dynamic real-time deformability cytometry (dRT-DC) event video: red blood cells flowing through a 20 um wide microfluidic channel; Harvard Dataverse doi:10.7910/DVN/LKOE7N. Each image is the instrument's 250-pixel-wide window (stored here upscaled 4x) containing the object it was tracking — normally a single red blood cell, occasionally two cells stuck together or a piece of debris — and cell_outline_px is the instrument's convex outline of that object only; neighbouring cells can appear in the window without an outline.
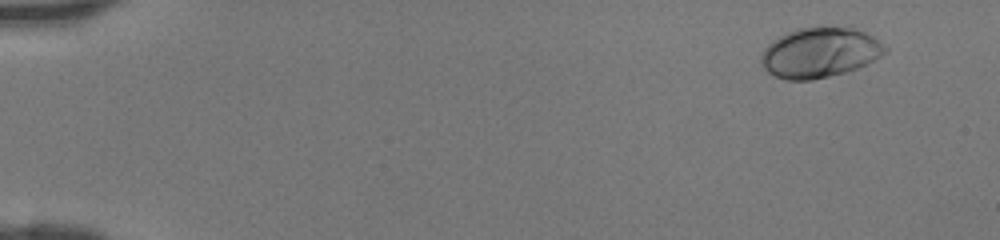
{"species": "human", "species_latin": "Homo sapiens", "temperature_condition": "room temperature", "stored_images_in_passage": 43, "camera_frame_rate_fps": 3000, "um_per_image_px": 0.085, "donor": {"sex": "female"}, "frame": {"image": 1, "passage_image": 1, "time_ms": 0.0, "image_size_px": [1000, 240], "cell_outline_px": [[888, 52], [856, 68], [844, 72], [812, 80], [788, 80], [776, 76], [768, 72], [764, 68], [760, 60], [760, 56], [764, 48], [772, 40], [788, 32], [800, 28], [852, 24], [880, 40], [888, 48]], "centroid_in_image_um": [69.72, 4.42], "position_along_channel_um": 15.3, "area_um2": 36.7}}
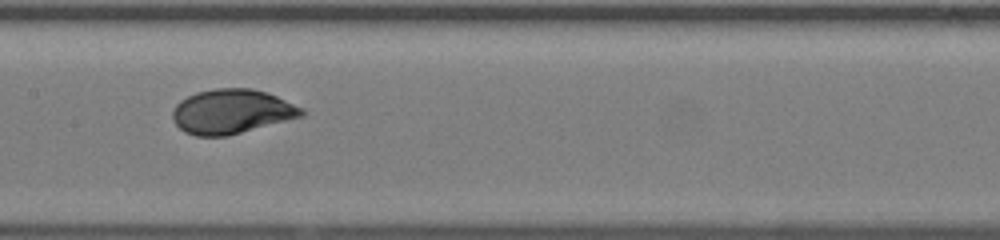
{"frame": {"image": 2, "passage_image": 22, "time_ms": 7.0, "image_size_px": [1000, 240], "cell_outline_px": [[304, 116], [228, 136], [196, 136], [184, 132], [176, 124], [172, 116], [172, 112], [176, 104], [180, 100], [196, 92], [216, 88], [252, 88], [268, 92], [304, 108]], "centroid_in_image_um": [19.71, 9.48], "position_along_channel_um": 187.7, "area_um2": 33.64}}
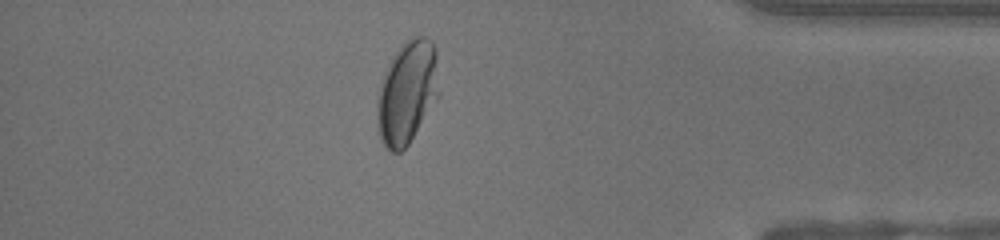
{"frame": {"image": 3, "passage_image": 38, "time_ms": 12.333, "image_size_px": [1000, 240], "cell_outline_px": [[440, 92], [436, 100], [408, 144], [400, 152], [392, 152], [380, 140], [376, 116], [376, 92], [384, 72], [392, 56], [400, 44], [416, 36], [424, 36], [432, 40], [436, 48]], "centroid_in_image_um": [34.59, 7.81], "position_along_channel_um": 400.6, "area_um2": 37.63}}